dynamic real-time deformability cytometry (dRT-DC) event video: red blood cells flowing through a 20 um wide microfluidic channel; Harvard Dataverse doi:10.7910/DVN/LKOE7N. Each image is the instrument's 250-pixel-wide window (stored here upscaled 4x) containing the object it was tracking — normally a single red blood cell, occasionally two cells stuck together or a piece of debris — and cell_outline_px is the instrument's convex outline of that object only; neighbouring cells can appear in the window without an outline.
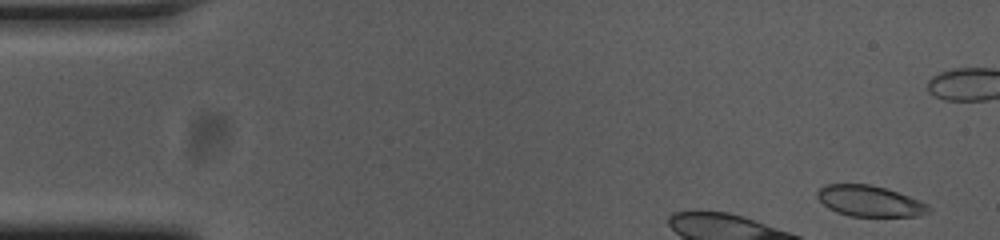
{"species": "common noctule bat (a hibernating species)", "species_latin": "Nyctalus noctula", "temperature_condition": "cold", "stored_images_in_passage": 8, "camera_frame_rate_fps": 3000, "um_per_image_px": 0.085, "animal": {"sex": "female", "body_mass_g": 23.0, "forearm_length_mm": 53.4}, "frame": {"image": 1, "passage_image": 1, "time_ms": 0.0, "image_size_px": [1000, 240], "cell_outline_px": [[932, 212], [916, 216], [848, 216], [836, 212], [828, 208], [816, 196], [816, 192], [824, 184], [868, 184], [884, 188], [908, 196], [928, 204], [932, 208]], "centroid_in_image_um": [73.92, 17.1], "position_along_channel_um": 11.1, "area_um2": 20.06}}